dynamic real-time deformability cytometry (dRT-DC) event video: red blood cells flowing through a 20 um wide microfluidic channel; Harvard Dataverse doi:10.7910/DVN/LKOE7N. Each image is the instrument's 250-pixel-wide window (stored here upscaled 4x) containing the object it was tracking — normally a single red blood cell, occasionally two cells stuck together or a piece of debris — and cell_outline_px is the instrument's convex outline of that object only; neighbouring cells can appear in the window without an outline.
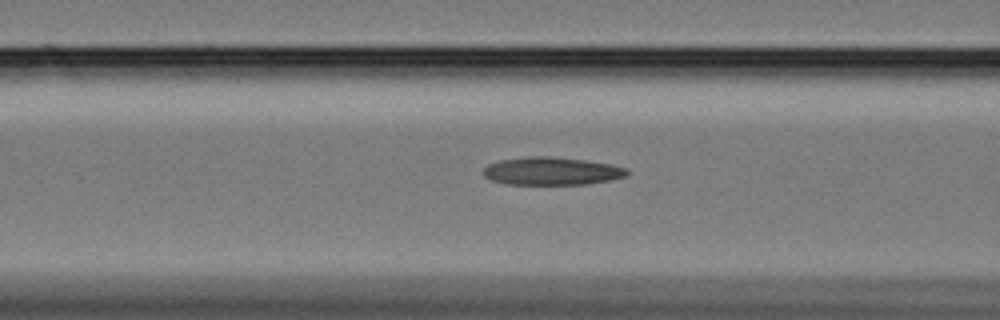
{"species": "Egyptian fruit bat (a non-hibernating species)", "species_latin": "Rousettus aegyptiacus", "temperature_condition": "cold", "stored_images_in_passage": 7, "camera_frame_rate_fps": 3000, "um_per_image_px": 0.085, "animal": {"sex": "female"}, "frame": {"image": 1, "passage_image": 5, "time_ms": 1.333, "image_size_px": [1000, 320], "cell_outline_px": [[628, 172], [624, 176], [608, 180], [584, 184], [508, 184], [492, 180], [484, 176], [484, 168], [488, 164], [500, 160], [528, 156], [548, 156], [584, 160], [612, 164], [628, 168]], "centroid_in_image_um": [46.88, 14.53], "position_along_channel_um": 119.7, "area_um2": 23.12}}